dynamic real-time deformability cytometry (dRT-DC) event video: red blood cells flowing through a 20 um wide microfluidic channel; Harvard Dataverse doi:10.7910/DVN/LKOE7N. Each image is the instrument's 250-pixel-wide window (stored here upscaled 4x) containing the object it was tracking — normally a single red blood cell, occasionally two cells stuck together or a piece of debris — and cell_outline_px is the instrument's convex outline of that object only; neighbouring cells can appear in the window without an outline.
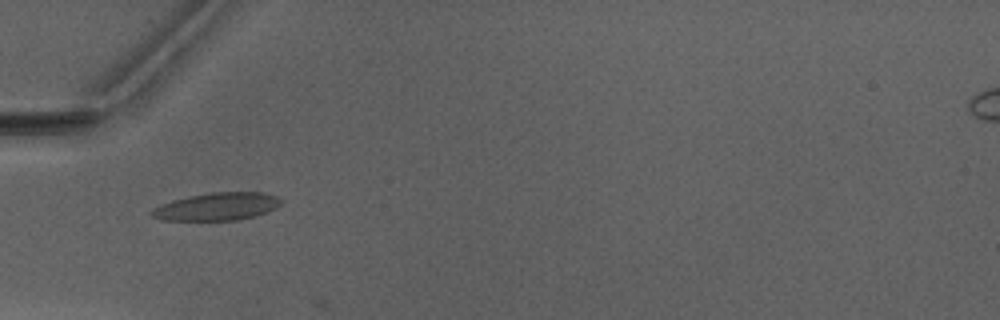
{"species": "Egyptian fruit bat (a non-hibernating species)", "species_latin": "Rousettus aegyptiacus", "temperature_condition": "warm", "stored_images_in_passage": 2, "camera_frame_rate_fps": 3000, "um_per_image_px": 0.085, "animal": {"sex": "male"}, "frame": {"image": 1, "passage_image": 1, "time_ms": 0.0, "image_size_px": [1000, 320], "cell_outline_px": [[284, 200], [276, 208], [268, 212], [256, 216], [236, 220], [164, 220], [152, 216], [148, 212], [152, 208], [172, 200], [188, 196], [208, 192], [264, 192], [280, 196]], "centroid_in_image_um": [18.49, 17.54], "position_along_channel_um": 66.5, "area_um2": 21.21}}